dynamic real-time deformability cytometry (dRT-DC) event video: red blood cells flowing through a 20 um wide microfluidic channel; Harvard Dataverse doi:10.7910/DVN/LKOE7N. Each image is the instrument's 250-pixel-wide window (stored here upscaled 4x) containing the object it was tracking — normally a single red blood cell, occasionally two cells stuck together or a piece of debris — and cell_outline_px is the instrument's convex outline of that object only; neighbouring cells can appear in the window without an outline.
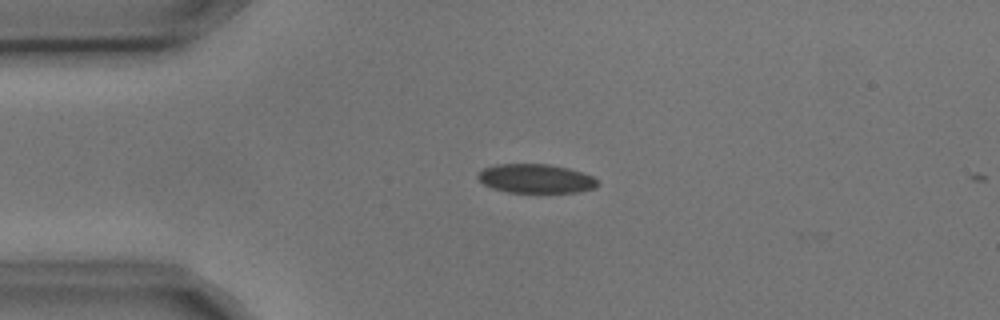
{"species": "common noctule bat (a hibernating species)", "species_latin": "Nyctalus noctula", "temperature_condition": "cold", "stored_images_in_passage": 10, "camera_frame_rate_fps": 3000, "um_per_image_px": 0.085, "animal": {"sex": "male", "body_mass_g": 17.9, "forearm_length_mm": 54.2}, "frame": {"image": 1, "passage_image": 1, "time_ms": 0.0, "image_size_px": [1000, 320], "cell_outline_px": [[600, 184], [596, 188], [576, 192], [508, 192], [492, 188], [484, 184], [476, 176], [484, 168], [496, 164], [548, 164], [568, 168], [592, 176], [600, 180]], "centroid_in_image_um": [45.57, 15.18], "position_along_channel_um": 39.4, "area_um2": 20.23}}
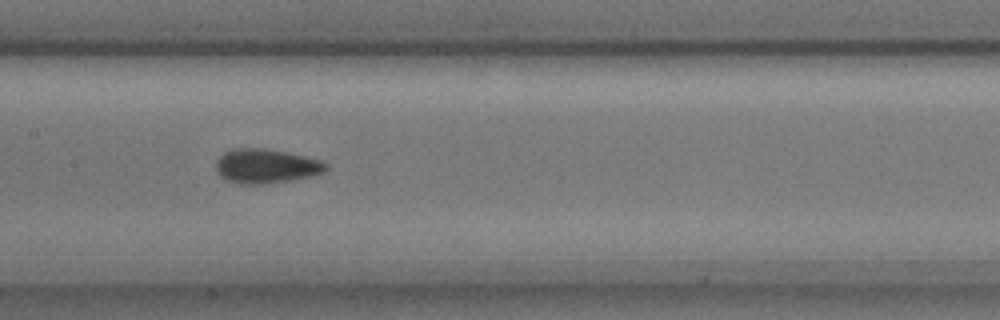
{"frame": {"image": 2, "passage_image": 5, "time_ms": 1.333, "image_size_px": [1000, 320], "cell_outline_px": [[328, 168], [324, 172], [312, 176], [292, 180], [268, 184], [240, 184], [228, 180], [220, 176], [216, 172], [216, 160], [224, 152], [232, 148], [264, 148], [304, 156], [320, 160], [328, 164]], "centroid_in_image_um": [22.6, 14.12], "position_along_channel_um": 184.8, "area_um2": 22.14}}
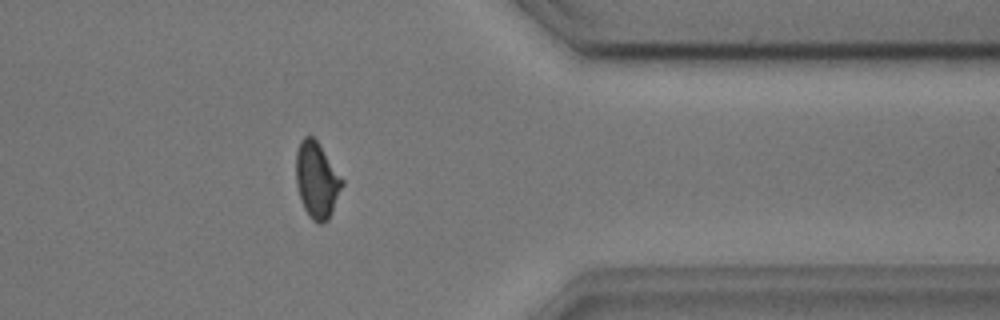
{"frame": {"image": 3, "passage_image": 10, "time_ms": 3.0, "image_size_px": [1000, 320], "cell_outline_px": [[344, 184], [332, 212], [328, 220], [324, 224], [320, 224], [312, 220], [308, 216], [304, 208], [296, 184], [296, 152], [300, 140], [304, 136], [312, 136], [316, 140], [344, 180]], "centroid_in_image_um": [26.93, 15.33], "position_along_channel_um": 384.5, "area_um2": 20.46}}